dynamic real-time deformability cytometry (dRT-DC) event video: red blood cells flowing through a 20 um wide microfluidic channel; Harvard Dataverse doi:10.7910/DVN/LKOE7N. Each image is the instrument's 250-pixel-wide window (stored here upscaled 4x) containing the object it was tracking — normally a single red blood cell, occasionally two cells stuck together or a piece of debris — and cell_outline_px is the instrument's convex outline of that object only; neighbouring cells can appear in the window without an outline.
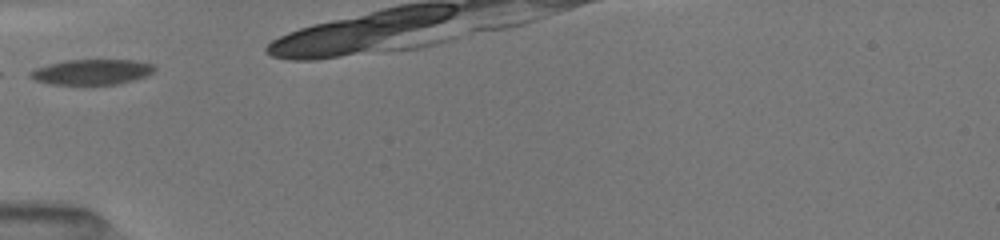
{"species": "common noctule bat (a hibernating species)", "species_latin": "Nyctalus noctula", "temperature_condition": "room temperature", "stored_images_in_passage": 28, "camera_frame_rate_fps": 3000, "um_per_image_px": 0.085, "animal": {"sex": "female", "body_mass_g": 19.5, "forearm_length_mm": 54.1}, "frame": {"image": 1, "passage_image": 1, "time_ms": 0.0, "image_size_px": [1000, 240], "cell_outline_px": [[156, 68], [148, 76], [120, 84], [48, 84], [36, 80], [28, 76], [28, 72], [36, 68], [48, 64], [64, 60], [136, 60], [156, 64]], "centroid_in_image_um": [7.84, 6.11], "position_along_channel_um": 77.2, "area_um2": 18.55}}